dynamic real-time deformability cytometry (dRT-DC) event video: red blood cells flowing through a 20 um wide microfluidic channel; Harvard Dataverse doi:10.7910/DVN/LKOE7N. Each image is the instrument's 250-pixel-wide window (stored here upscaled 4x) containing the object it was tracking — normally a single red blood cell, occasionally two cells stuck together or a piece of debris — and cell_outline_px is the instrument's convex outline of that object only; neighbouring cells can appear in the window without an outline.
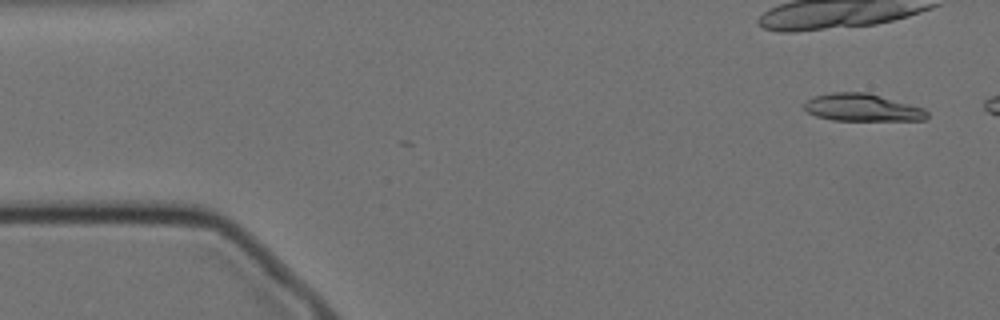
{"species": "Egyptian fruit bat (a non-hibernating species)", "species_latin": "Rousettus aegyptiacus", "temperature_condition": "cold", "stored_images_in_passage": 15, "camera_frame_rate_fps": 3000, "um_per_image_px": 0.085, "animal": {"sex": "female"}, "frame": {"image": 1, "passage_image": 3, "time_ms": 0.667, "image_size_px": [1000, 320], "cell_outline_px": [[928, 116], [924, 120], [832, 120], [816, 116], [808, 112], [804, 108], [804, 104], [812, 96], [832, 92], [868, 92], [924, 108], [928, 112]], "centroid_in_image_um": [73.29, 9.13], "position_along_channel_um": 11.7, "area_um2": 19.65}}